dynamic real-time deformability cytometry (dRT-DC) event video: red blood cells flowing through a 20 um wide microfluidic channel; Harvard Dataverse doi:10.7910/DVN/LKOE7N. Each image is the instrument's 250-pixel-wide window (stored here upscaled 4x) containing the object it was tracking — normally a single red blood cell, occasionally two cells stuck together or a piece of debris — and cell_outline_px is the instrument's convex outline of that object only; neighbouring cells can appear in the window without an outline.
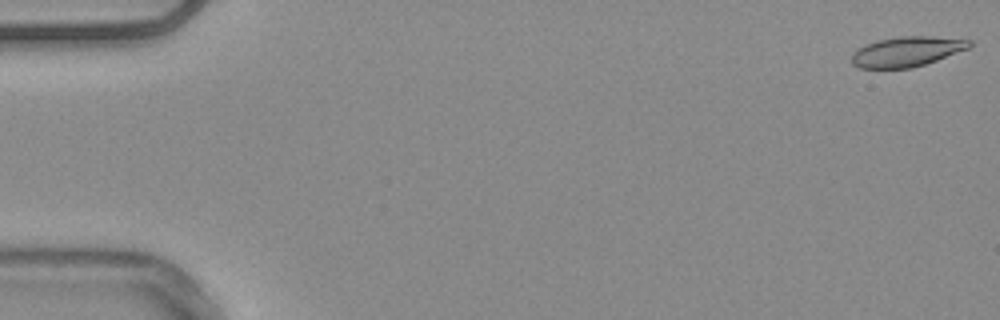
{"species": "common noctule bat (a hibernating species)", "species_latin": "Nyctalus noctula", "temperature_condition": "warm", "stored_images_in_passage": 54, "camera_frame_rate_fps": 3000, "um_per_image_px": 0.085, "animal": {"sex": "male", "body_mass_g": 20.4}, "frame": {"image": 1, "passage_image": 1, "time_ms": 0.0, "image_size_px": [1000, 320], "cell_outline_px": [[972, 44], [968, 48], [936, 60], [912, 68], [860, 68], [852, 64], [852, 52], [864, 44], [880, 40], [900, 36], [928, 36], [972, 40]], "centroid_in_image_um": [77.04, 4.38], "position_along_channel_um": 8.0, "area_um2": 20.4}}
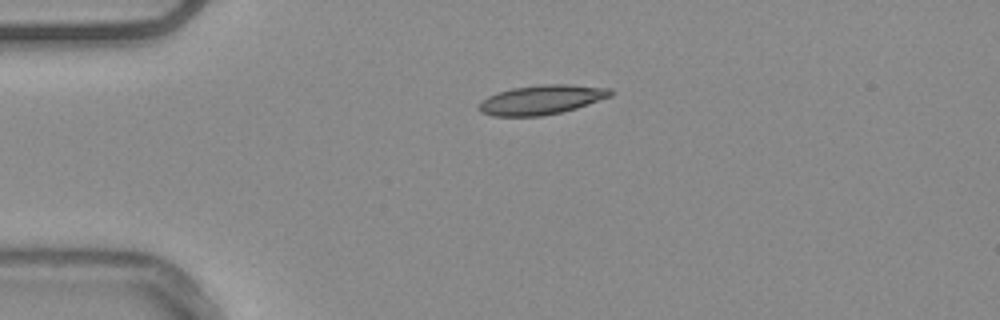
{"frame": {"image": 2, "passage_image": 13, "time_ms": 4.0, "image_size_px": [1000, 320], "cell_outline_px": [[612, 96], [576, 108], [560, 112], [540, 116], [492, 116], [480, 112], [480, 100], [488, 96], [512, 88], [540, 84], [568, 84], [612, 88]], "centroid_in_image_um": [46.04, 8.47], "position_along_channel_um": 39.0, "area_um2": 22.48}}
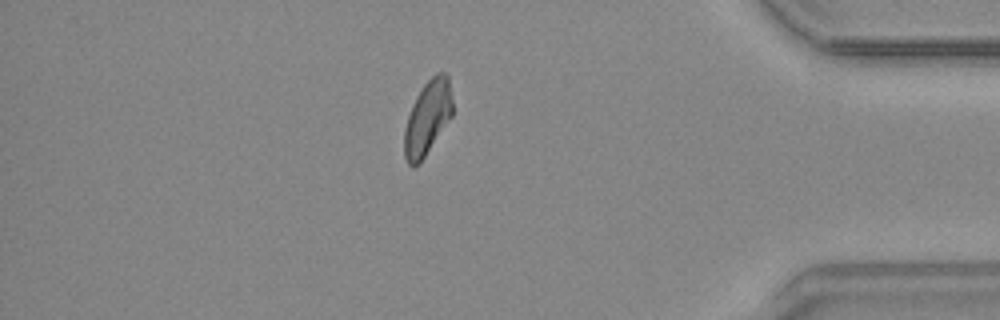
{"frame": {"image": 3, "passage_image": 47, "time_ms": 15.333, "image_size_px": [1000, 320], "cell_outline_px": [[452, 116], [420, 164], [412, 168], [408, 164], [404, 156], [404, 128], [412, 104], [416, 96], [424, 84], [436, 72], [448, 72], [452, 100]], "centroid_in_image_um": [36.34, 10.02], "position_along_channel_um": 398.9, "area_um2": 21.1}, "authors_computed_cell_mechanics": {"area_um2": 21.097, "velocity_mm_per_s": 3.754, "shape_relaxation_time_tau1_ms": 11.3627, "shape_relaxation_time_tau2_ms": 3.2867, "deformation_change_tau1": 0.1984, "deformation_change_tau2": 0.0867}}